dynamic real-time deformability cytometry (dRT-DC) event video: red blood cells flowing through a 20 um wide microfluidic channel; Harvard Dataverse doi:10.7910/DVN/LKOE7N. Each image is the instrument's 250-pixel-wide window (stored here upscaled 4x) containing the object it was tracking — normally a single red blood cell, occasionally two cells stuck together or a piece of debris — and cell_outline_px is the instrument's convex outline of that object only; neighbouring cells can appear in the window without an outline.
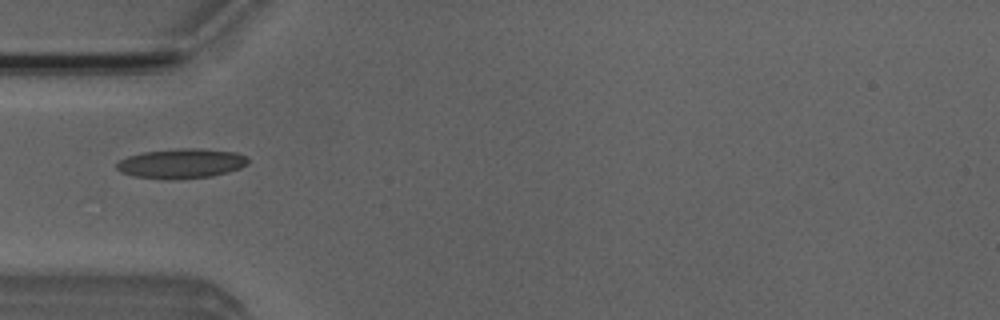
{"species": "Egyptian fruit bat (a non-hibernating species)", "species_latin": "Rousettus aegyptiacus", "temperature_condition": "room temperature", "stored_images_in_passage": 4, "camera_frame_rate_fps": 3000, "um_per_image_px": 0.085, "animal": {"sex": "male"}, "frame": {"image": 1, "passage_image": 4, "time_ms": 1.0, "image_size_px": [1000, 320], "cell_outline_px": [[248, 164], [240, 168], [228, 172], [212, 176], [176, 180], [164, 180], [132, 176], [120, 172], [116, 168], [116, 164], [120, 160], [128, 156], [144, 152], [180, 148], [200, 148], [236, 152], [248, 156]], "centroid_in_image_um": [15.42, 13.91], "position_along_channel_um": 69.6, "area_um2": 23.12}}